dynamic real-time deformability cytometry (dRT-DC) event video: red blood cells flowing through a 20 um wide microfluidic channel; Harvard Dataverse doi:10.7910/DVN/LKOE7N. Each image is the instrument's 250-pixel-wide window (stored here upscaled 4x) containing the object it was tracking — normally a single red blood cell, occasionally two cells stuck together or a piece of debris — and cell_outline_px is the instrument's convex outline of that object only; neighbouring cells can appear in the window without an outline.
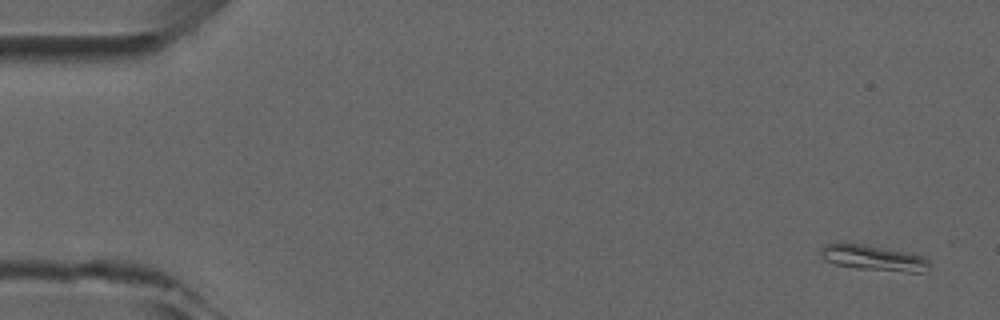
{"species": "common noctule bat (a hibernating species)", "species_latin": "Nyctalus noctula", "temperature_condition": "room temperature", "stored_images_in_passage": 5, "camera_frame_rate_fps": 3000, "um_per_image_px": 0.085, "animal": {"sex": "male", "forearm_length_mm": 52.5}, "frame": {"image": 1, "passage_image": 1, "time_ms": 0.0, "image_size_px": [1000, 320], "cell_outline_px": [[932, 264], [928, 272], [908, 272], [856, 268], [836, 264], [824, 260], [820, 256], [820, 252], [828, 244], [836, 240], [864, 244], [908, 252], [924, 256]], "centroid_in_image_um": [74.27, 21.9], "position_along_channel_um": 10.7, "area_um2": 16.59}}
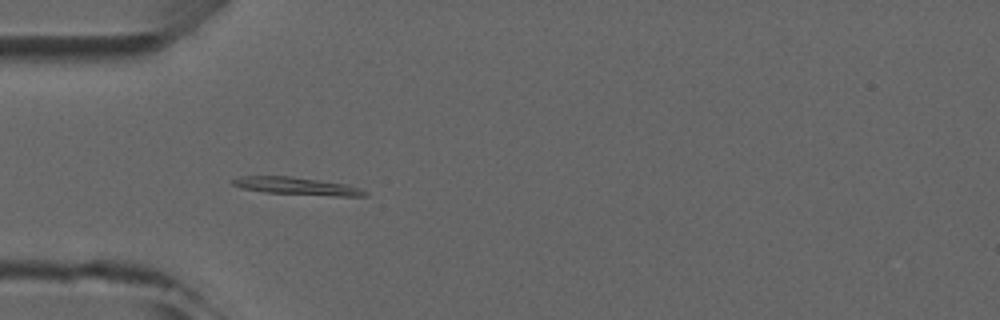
{"frame": {"image": 2, "passage_image": 5, "time_ms": 4.333, "image_size_px": [1000, 320], "cell_outline_px": [[368, 196], [336, 196], [264, 192], [240, 188], [232, 184], [232, 180], [240, 176], [288, 176], [344, 184], [360, 188], [368, 192]], "centroid_in_image_um": [25.21, 15.82], "position_along_channel_um": 59.8, "area_um2": 13.29}}